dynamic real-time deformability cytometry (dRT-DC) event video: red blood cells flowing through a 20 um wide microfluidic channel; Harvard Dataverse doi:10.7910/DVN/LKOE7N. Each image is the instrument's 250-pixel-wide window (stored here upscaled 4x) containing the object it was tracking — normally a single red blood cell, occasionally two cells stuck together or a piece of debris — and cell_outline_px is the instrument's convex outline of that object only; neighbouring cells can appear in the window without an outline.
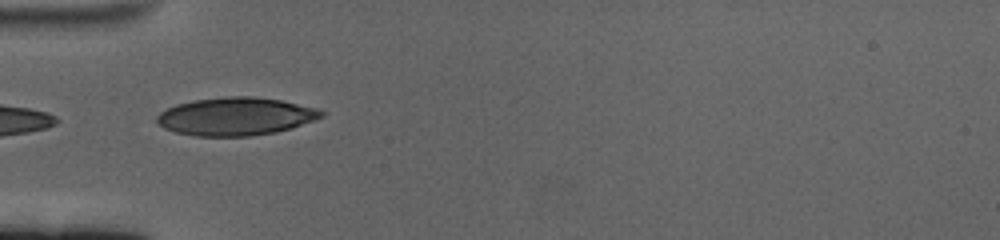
{"species": "human", "species_latin": "Homo sapiens", "temperature_condition": "cold", "stored_images_in_passage": 3, "camera_frame_rate_fps": 3000, "um_per_image_px": 0.085, "donor": {"sex": "female"}, "frame": {"image": 1, "passage_image": 1, "time_ms": 0.0, "image_size_px": [1000, 240], "cell_outline_px": [[324, 116], [292, 128], [276, 132], [248, 136], [196, 136], [176, 132], [164, 128], [156, 120], [156, 116], [160, 112], [176, 104], [196, 100], [228, 96], [252, 96], [280, 100], [316, 108], [324, 112]], "centroid_in_image_um": [20.03, 9.9], "position_along_channel_um": 65.0, "area_um2": 36.18}}